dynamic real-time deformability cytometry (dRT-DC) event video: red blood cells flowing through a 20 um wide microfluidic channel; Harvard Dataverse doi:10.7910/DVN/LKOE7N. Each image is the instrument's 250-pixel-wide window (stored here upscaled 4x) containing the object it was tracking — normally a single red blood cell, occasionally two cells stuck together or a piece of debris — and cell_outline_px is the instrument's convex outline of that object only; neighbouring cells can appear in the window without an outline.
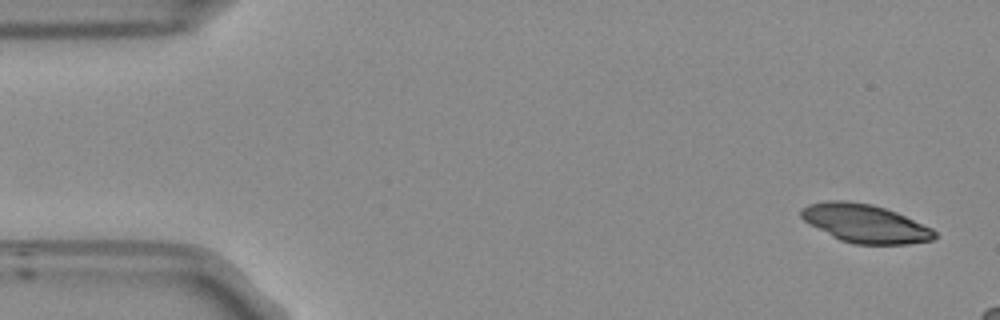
{"species": "Egyptian fruit bat (a non-hibernating species)", "species_latin": "Rousettus aegyptiacus", "temperature_condition": "room temperature", "stored_images_in_passage": 13, "camera_frame_rate_fps": 3000, "um_per_image_px": 0.085, "frame": {"image": 1, "passage_image": 1, "time_ms": 0.0, "image_size_px": [1000, 320], "cell_outline_px": [[940, 236], [932, 240], [908, 244], [856, 244], [840, 240], [808, 224], [800, 216], [800, 212], [808, 204], [824, 200], [848, 200], [872, 204], [896, 212], [932, 228]], "centroid_in_image_um": [73.53, 18.99], "position_along_channel_um": 11.5, "area_um2": 29.94}}